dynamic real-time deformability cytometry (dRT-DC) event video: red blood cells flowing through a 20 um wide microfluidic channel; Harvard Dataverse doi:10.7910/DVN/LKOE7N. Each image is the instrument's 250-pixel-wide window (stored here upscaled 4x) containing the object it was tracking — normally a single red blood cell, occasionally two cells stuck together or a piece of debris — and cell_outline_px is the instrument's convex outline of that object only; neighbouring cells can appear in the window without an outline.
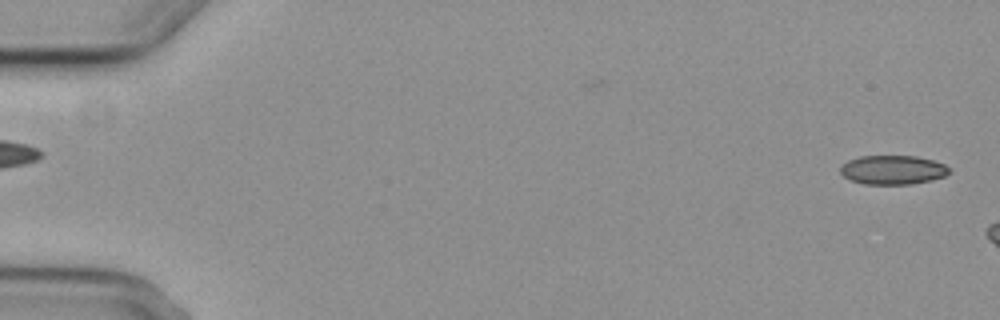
{"species": "common noctule bat (a hibernating species)", "species_latin": "Nyctalus noctula", "temperature_condition": "cold", "stored_images_in_passage": 3, "camera_frame_rate_fps": 3000, "um_per_image_px": 0.085, "animal": {"sex": "female", "body_mass_g": 29.2, "forearm_length_mm": 56.3}, "frame": {"image": 1, "passage_image": 1, "time_ms": 0.0, "image_size_px": [1000, 320], "cell_outline_px": [[948, 172], [944, 176], [928, 180], [908, 184], [864, 184], [852, 180], [844, 176], [840, 172], [840, 168], [848, 160], [860, 156], [916, 156], [932, 160], [944, 164], [948, 168]], "centroid_in_image_um": [75.85, 14.43], "position_along_channel_um": 9.2, "area_um2": 18.09}}